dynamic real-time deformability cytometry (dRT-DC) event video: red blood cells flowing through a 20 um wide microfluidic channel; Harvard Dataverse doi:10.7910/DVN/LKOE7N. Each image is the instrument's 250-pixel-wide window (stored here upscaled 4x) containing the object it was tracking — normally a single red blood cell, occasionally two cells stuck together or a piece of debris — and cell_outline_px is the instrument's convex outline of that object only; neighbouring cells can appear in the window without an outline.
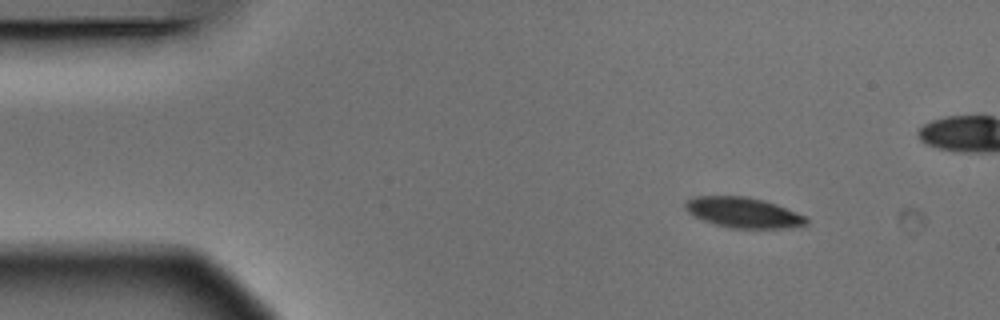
{"species": "Egyptian fruit bat (a non-hibernating species)", "species_latin": "Rousettus aegyptiacus", "temperature_condition": "warm", "stored_images_in_passage": 5, "camera_frame_rate_fps": 3000, "um_per_image_px": 0.085, "animal": {"sex": "male"}, "frame": {"image": 1, "passage_image": 1, "time_ms": 0.0, "image_size_px": [1000, 320], "cell_outline_px": [[808, 224], [788, 228], [728, 228], [692, 216], [684, 208], [684, 200], [696, 196], [748, 196], [764, 200], [776, 204], [808, 216]], "centroid_in_image_um": [63.18, 18.06], "position_along_channel_um": 21.8, "area_um2": 21.73}}
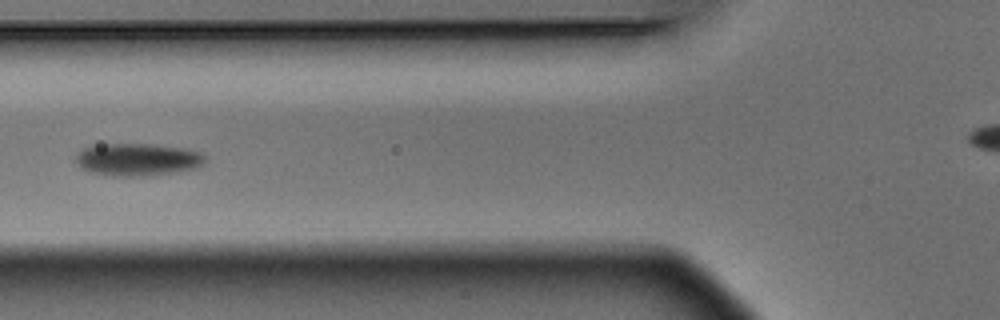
{"frame": {"image": 2, "passage_image": 5, "time_ms": 1.333, "image_size_px": [1000, 320], "cell_outline_px": [[208, 160], [200, 168], [180, 172], [152, 176], [112, 176], [88, 172], [80, 168], [76, 160], [76, 152], [84, 148], [104, 144], [152, 144], [188, 148], [200, 152], [208, 156]], "centroid_in_image_um": [11.79, 13.57], "position_along_channel_um": 114.0, "area_um2": 25.26}}